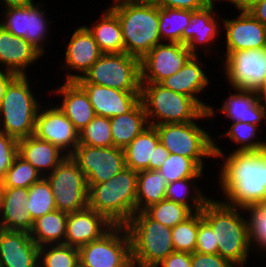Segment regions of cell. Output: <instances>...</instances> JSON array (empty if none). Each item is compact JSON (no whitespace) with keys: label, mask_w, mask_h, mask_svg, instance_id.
Returning <instances> with one entry per match:
<instances>
[{"label":"cell","mask_w":266,"mask_h":267,"mask_svg":"<svg viewBox=\"0 0 266 267\" xmlns=\"http://www.w3.org/2000/svg\"><path fill=\"white\" fill-rule=\"evenodd\" d=\"M255 92L260 96L262 100L266 101V74L261 84L255 89Z\"/></svg>","instance_id":"6f0895ef"},{"label":"cell","mask_w":266,"mask_h":267,"mask_svg":"<svg viewBox=\"0 0 266 267\" xmlns=\"http://www.w3.org/2000/svg\"><path fill=\"white\" fill-rule=\"evenodd\" d=\"M167 182L159 170H141L137 176L136 212L165 199Z\"/></svg>","instance_id":"836d02e7"},{"label":"cell","mask_w":266,"mask_h":267,"mask_svg":"<svg viewBox=\"0 0 266 267\" xmlns=\"http://www.w3.org/2000/svg\"><path fill=\"white\" fill-rule=\"evenodd\" d=\"M201 55H193L175 74L167 77L160 84L170 90L193 98L205 111L211 104L205 103L200 96L211 85V78L205 71ZM199 94V95H198ZM201 94V95H200Z\"/></svg>","instance_id":"ffe728a7"},{"label":"cell","mask_w":266,"mask_h":267,"mask_svg":"<svg viewBox=\"0 0 266 267\" xmlns=\"http://www.w3.org/2000/svg\"><path fill=\"white\" fill-rule=\"evenodd\" d=\"M264 0H233L230 4L233 5V7L236 11H249L253 6L256 4L262 2Z\"/></svg>","instance_id":"db71d44e"},{"label":"cell","mask_w":266,"mask_h":267,"mask_svg":"<svg viewBox=\"0 0 266 267\" xmlns=\"http://www.w3.org/2000/svg\"><path fill=\"white\" fill-rule=\"evenodd\" d=\"M214 142L215 161L218 167L217 185L221 202L245 208L266 202V148L260 150L230 151ZM221 159V160H220ZM219 160V161H218Z\"/></svg>","instance_id":"6da1fadb"},{"label":"cell","mask_w":266,"mask_h":267,"mask_svg":"<svg viewBox=\"0 0 266 267\" xmlns=\"http://www.w3.org/2000/svg\"><path fill=\"white\" fill-rule=\"evenodd\" d=\"M142 102L150 126L195 121L205 110L191 97L160 83H141Z\"/></svg>","instance_id":"ba28073f"},{"label":"cell","mask_w":266,"mask_h":267,"mask_svg":"<svg viewBox=\"0 0 266 267\" xmlns=\"http://www.w3.org/2000/svg\"><path fill=\"white\" fill-rule=\"evenodd\" d=\"M217 6L220 7L218 2H215L194 11L189 25L183 31V44L187 46L193 55L199 56L200 52L205 51L202 54L205 55L207 52L205 57L212 58L211 54L216 53L218 55V53H221L216 49L219 46H214L217 45V40L219 43L217 38H220V33L222 34L223 31L221 25L223 17L221 16L222 14L218 13Z\"/></svg>","instance_id":"5bb4252c"},{"label":"cell","mask_w":266,"mask_h":267,"mask_svg":"<svg viewBox=\"0 0 266 267\" xmlns=\"http://www.w3.org/2000/svg\"><path fill=\"white\" fill-rule=\"evenodd\" d=\"M94 23L84 26L93 35L102 53L125 52L122 29L118 17L108 8ZM91 25V26H90Z\"/></svg>","instance_id":"83f0119b"},{"label":"cell","mask_w":266,"mask_h":267,"mask_svg":"<svg viewBox=\"0 0 266 267\" xmlns=\"http://www.w3.org/2000/svg\"><path fill=\"white\" fill-rule=\"evenodd\" d=\"M156 267H192L191 253L175 251Z\"/></svg>","instance_id":"f907efd6"},{"label":"cell","mask_w":266,"mask_h":267,"mask_svg":"<svg viewBox=\"0 0 266 267\" xmlns=\"http://www.w3.org/2000/svg\"><path fill=\"white\" fill-rule=\"evenodd\" d=\"M79 144L94 147H112L110 118L96 115L79 132Z\"/></svg>","instance_id":"7bdbcfd3"},{"label":"cell","mask_w":266,"mask_h":267,"mask_svg":"<svg viewBox=\"0 0 266 267\" xmlns=\"http://www.w3.org/2000/svg\"><path fill=\"white\" fill-rule=\"evenodd\" d=\"M48 103L45 100L38 110L34 135L71 155L79 145V131L52 99Z\"/></svg>","instance_id":"9a60e30c"},{"label":"cell","mask_w":266,"mask_h":267,"mask_svg":"<svg viewBox=\"0 0 266 267\" xmlns=\"http://www.w3.org/2000/svg\"><path fill=\"white\" fill-rule=\"evenodd\" d=\"M158 170L167 183L190 177H205L206 172L193 159L172 153Z\"/></svg>","instance_id":"74e56055"},{"label":"cell","mask_w":266,"mask_h":267,"mask_svg":"<svg viewBox=\"0 0 266 267\" xmlns=\"http://www.w3.org/2000/svg\"><path fill=\"white\" fill-rule=\"evenodd\" d=\"M79 264L78 248L66 244L39 247V267H76Z\"/></svg>","instance_id":"ab89813d"},{"label":"cell","mask_w":266,"mask_h":267,"mask_svg":"<svg viewBox=\"0 0 266 267\" xmlns=\"http://www.w3.org/2000/svg\"><path fill=\"white\" fill-rule=\"evenodd\" d=\"M193 56L186 45L162 42L140 59L141 83H160Z\"/></svg>","instance_id":"e0dca14e"},{"label":"cell","mask_w":266,"mask_h":267,"mask_svg":"<svg viewBox=\"0 0 266 267\" xmlns=\"http://www.w3.org/2000/svg\"><path fill=\"white\" fill-rule=\"evenodd\" d=\"M209 4L215 3V0H206Z\"/></svg>","instance_id":"94428289"},{"label":"cell","mask_w":266,"mask_h":267,"mask_svg":"<svg viewBox=\"0 0 266 267\" xmlns=\"http://www.w3.org/2000/svg\"><path fill=\"white\" fill-rule=\"evenodd\" d=\"M45 178L50 183L56 210L72 213L88 207L86 177L70 155Z\"/></svg>","instance_id":"30bf717a"},{"label":"cell","mask_w":266,"mask_h":267,"mask_svg":"<svg viewBox=\"0 0 266 267\" xmlns=\"http://www.w3.org/2000/svg\"><path fill=\"white\" fill-rule=\"evenodd\" d=\"M131 240V256L141 267H156L175 252L172 228L136 212L125 225Z\"/></svg>","instance_id":"52a82bcc"},{"label":"cell","mask_w":266,"mask_h":267,"mask_svg":"<svg viewBox=\"0 0 266 267\" xmlns=\"http://www.w3.org/2000/svg\"><path fill=\"white\" fill-rule=\"evenodd\" d=\"M137 176L125 167L108 181L88 185V207L114 226H125L136 213Z\"/></svg>","instance_id":"277c9868"},{"label":"cell","mask_w":266,"mask_h":267,"mask_svg":"<svg viewBox=\"0 0 266 267\" xmlns=\"http://www.w3.org/2000/svg\"><path fill=\"white\" fill-rule=\"evenodd\" d=\"M120 267H141L140 264L131 256L123 265Z\"/></svg>","instance_id":"680465c9"},{"label":"cell","mask_w":266,"mask_h":267,"mask_svg":"<svg viewBox=\"0 0 266 267\" xmlns=\"http://www.w3.org/2000/svg\"><path fill=\"white\" fill-rule=\"evenodd\" d=\"M44 55L25 39L14 36L0 25V71L27 75Z\"/></svg>","instance_id":"44dd1931"},{"label":"cell","mask_w":266,"mask_h":267,"mask_svg":"<svg viewBox=\"0 0 266 267\" xmlns=\"http://www.w3.org/2000/svg\"><path fill=\"white\" fill-rule=\"evenodd\" d=\"M110 4L108 8L121 25L125 53L141 59L162 43L159 6L152 0H116Z\"/></svg>","instance_id":"3957f363"},{"label":"cell","mask_w":266,"mask_h":267,"mask_svg":"<svg viewBox=\"0 0 266 267\" xmlns=\"http://www.w3.org/2000/svg\"><path fill=\"white\" fill-rule=\"evenodd\" d=\"M170 152L159 142L154 148L153 162H149V170H158Z\"/></svg>","instance_id":"816d5d0a"},{"label":"cell","mask_w":266,"mask_h":267,"mask_svg":"<svg viewBox=\"0 0 266 267\" xmlns=\"http://www.w3.org/2000/svg\"><path fill=\"white\" fill-rule=\"evenodd\" d=\"M43 176L28 161L17 155L7 170L2 187L29 188Z\"/></svg>","instance_id":"b9f144b4"},{"label":"cell","mask_w":266,"mask_h":267,"mask_svg":"<svg viewBox=\"0 0 266 267\" xmlns=\"http://www.w3.org/2000/svg\"><path fill=\"white\" fill-rule=\"evenodd\" d=\"M159 142L156 128L147 127L124 148L126 167L135 171L149 170V162H153L154 148Z\"/></svg>","instance_id":"f546056e"},{"label":"cell","mask_w":266,"mask_h":267,"mask_svg":"<svg viewBox=\"0 0 266 267\" xmlns=\"http://www.w3.org/2000/svg\"><path fill=\"white\" fill-rule=\"evenodd\" d=\"M69 36L70 40L67 41L68 44L64 50V63L61 64L60 70L63 68L62 70L66 71L63 75L65 76L63 81H77L84 76L103 53L93 35L84 25L73 29Z\"/></svg>","instance_id":"d6986e66"},{"label":"cell","mask_w":266,"mask_h":267,"mask_svg":"<svg viewBox=\"0 0 266 267\" xmlns=\"http://www.w3.org/2000/svg\"><path fill=\"white\" fill-rule=\"evenodd\" d=\"M193 12L191 10L159 7L161 41L183 44V31L189 25Z\"/></svg>","instance_id":"d590c367"},{"label":"cell","mask_w":266,"mask_h":267,"mask_svg":"<svg viewBox=\"0 0 266 267\" xmlns=\"http://www.w3.org/2000/svg\"><path fill=\"white\" fill-rule=\"evenodd\" d=\"M70 156L85 175L87 185L108 181L126 167L124 149L115 146L94 147L79 144Z\"/></svg>","instance_id":"7c38bea8"},{"label":"cell","mask_w":266,"mask_h":267,"mask_svg":"<svg viewBox=\"0 0 266 267\" xmlns=\"http://www.w3.org/2000/svg\"><path fill=\"white\" fill-rule=\"evenodd\" d=\"M160 8H175L197 11L206 7V0H152Z\"/></svg>","instance_id":"681fc988"},{"label":"cell","mask_w":266,"mask_h":267,"mask_svg":"<svg viewBox=\"0 0 266 267\" xmlns=\"http://www.w3.org/2000/svg\"><path fill=\"white\" fill-rule=\"evenodd\" d=\"M113 226L103 215L89 207L68 213L64 244L80 248L100 239Z\"/></svg>","instance_id":"cb8c5ba5"},{"label":"cell","mask_w":266,"mask_h":267,"mask_svg":"<svg viewBox=\"0 0 266 267\" xmlns=\"http://www.w3.org/2000/svg\"><path fill=\"white\" fill-rule=\"evenodd\" d=\"M204 120L210 122L208 111H204L192 122L159 124L154 127L161 144L170 153L191 158L205 170V159L214 161L215 153L214 136L206 129L207 125L202 126L201 122H206Z\"/></svg>","instance_id":"8992f818"},{"label":"cell","mask_w":266,"mask_h":267,"mask_svg":"<svg viewBox=\"0 0 266 267\" xmlns=\"http://www.w3.org/2000/svg\"><path fill=\"white\" fill-rule=\"evenodd\" d=\"M249 13L263 25L266 26V0L253 6Z\"/></svg>","instance_id":"f5cc1de1"},{"label":"cell","mask_w":266,"mask_h":267,"mask_svg":"<svg viewBox=\"0 0 266 267\" xmlns=\"http://www.w3.org/2000/svg\"><path fill=\"white\" fill-rule=\"evenodd\" d=\"M234 91L230 95L222 99L220 107L214 108L213 105L209 106L208 114L210 117V127H215L212 124L213 118L218 114H223V120L231 123L243 122L248 124H255L261 126L266 124V101L262 100L260 96L253 89L244 88H229ZM216 114V115H215ZM225 118V119H224Z\"/></svg>","instance_id":"2e32d148"},{"label":"cell","mask_w":266,"mask_h":267,"mask_svg":"<svg viewBox=\"0 0 266 267\" xmlns=\"http://www.w3.org/2000/svg\"><path fill=\"white\" fill-rule=\"evenodd\" d=\"M222 62L224 82L231 88L255 90L266 74V48L233 51Z\"/></svg>","instance_id":"4fadbf2b"},{"label":"cell","mask_w":266,"mask_h":267,"mask_svg":"<svg viewBox=\"0 0 266 267\" xmlns=\"http://www.w3.org/2000/svg\"><path fill=\"white\" fill-rule=\"evenodd\" d=\"M16 76V74L11 72H1L0 71V101L3 98L6 87L9 82Z\"/></svg>","instance_id":"11a10c76"},{"label":"cell","mask_w":266,"mask_h":267,"mask_svg":"<svg viewBox=\"0 0 266 267\" xmlns=\"http://www.w3.org/2000/svg\"><path fill=\"white\" fill-rule=\"evenodd\" d=\"M201 215L215 233L217 254L237 267H246L253 251L244 209L211 197L201 210Z\"/></svg>","instance_id":"7a4b0ae2"},{"label":"cell","mask_w":266,"mask_h":267,"mask_svg":"<svg viewBox=\"0 0 266 267\" xmlns=\"http://www.w3.org/2000/svg\"><path fill=\"white\" fill-rule=\"evenodd\" d=\"M247 221L250 244L253 253L266 257V202L251 204L244 208ZM264 254V255H263Z\"/></svg>","instance_id":"8d00e7d4"},{"label":"cell","mask_w":266,"mask_h":267,"mask_svg":"<svg viewBox=\"0 0 266 267\" xmlns=\"http://www.w3.org/2000/svg\"><path fill=\"white\" fill-rule=\"evenodd\" d=\"M222 135H216L214 142L218 138H227L230 143L236 145L234 151L260 150L266 148V136L263 138L260 134L263 130L255 124H248L243 122L229 123ZM218 136V137H217ZM261 136V137H260ZM263 139V140H262Z\"/></svg>","instance_id":"e575fe53"},{"label":"cell","mask_w":266,"mask_h":267,"mask_svg":"<svg viewBox=\"0 0 266 267\" xmlns=\"http://www.w3.org/2000/svg\"><path fill=\"white\" fill-rule=\"evenodd\" d=\"M0 25L14 36L26 40L27 6L0 9Z\"/></svg>","instance_id":"f6af8a7d"},{"label":"cell","mask_w":266,"mask_h":267,"mask_svg":"<svg viewBox=\"0 0 266 267\" xmlns=\"http://www.w3.org/2000/svg\"><path fill=\"white\" fill-rule=\"evenodd\" d=\"M87 93L97 116L112 118L128 113L140 102V92H125L90 82H77Z\"/></svg>","instance_id":"603a6c76"},{"label":"cell","mask_w":266,"mask_h":267,"mask_svg":"<svg viewBox=\"0 0 266 267\" xmlns=\"http://www.w3.org/2000/svg\"><path fill=\"white\" fill-rule=\"evenodd\" d=\"M205 254H217L218 244L213 229L203 220L201 211H198V234L196 251Z\"/></svg>","instance_id":"bcb514c9"},{"label":"cell","mask_w":266,"mask_h":267,"mask_svg":"<svg viewBox=\"0 0 266 267\" xmlns=\"http://www.w3.org/2000/svg\"><path fill=\"white\" fill-rule=\"evenodd\" d=\"M34 2H35L34 0H0V6L3 9H7L11 7L27 6Z\"/></svg>","instance_id":"9f6ffc18"},{"label":"cell","mask_w":266,"mask_h":267,"mask_svg":"<svg viewBox=\"0 0 266 267\" xmlns=\"http://www.w3.org/2000/svg\"><path fill=\"white\" fill-rule=\"evenodd\" d=\"M232 1H233V0H215V2H218V3H219V2H220V3H221V2H223V3L226 2V3H229V4H230Z\"/></svg>","instance_id":"91938a15"},{"label":"cell","mask_w":266,"mask_h":267,"mask_svg":"<svg viewBox=\"0 0 266 267\" xmlns=\"http://www.w3.org/2000/svg\"><path fill=\"white\" fill-rule=\"evenodd\" d=\"M1 191H2V181L0 180V197H1Z\"/></svg>","instance_id":"6125c7cd"},{"label":"cell","mask_w":266,"mask_h":267,"mask_svg":"<svg viewBox=\"0 0 266 267\" xmlns=\"http://www.w3.org/2000/svg\"><path fill=\"white\" fill-rule=\"evenodd\" d=\"M18 155L45 177L67 156L59 147L35 135L18 140Z\"/></svg>","instance_id":"4316f807"},{"label":"cell","mask_w":266,"mask_h":267,"mask_svg":"<svg viewBox=\"0 0 266 267\" xmlns=\"http://www.w3.org/2000/svg\"><path fill=\"white\" fill-rule=\"evenodd\" d=\"M202 178L204 177H190L167 183L165 199L183 204L192 212L201 211L211 198L200 189L202 185H198V181L203 180Z\"/></svg>","instance_id":"1f68e13d"},{"label":"cell","mask_w":266,"mask_h":267,"mask_svg":"<svg viewBox=\"0 0 266 267\" xmlns=\"http://www.w3.org/2000/svg\"><path fill=\"white\" fill-rule=\"evenodd\" d=\"M18 155V140L0 131V180Z\"/></svg>","instance_id":"7dc6e473"},{"label":"cell","mask_w":266,"mask_h":267,"mask_svg":"<svg viewBox=\"0 0 266 267\" xmlns=\"http://www.w3.org/2000/svg\"><path fill=\"white\" fill-rule=\"evenodd\" d=\"M76 82H90L125 92H140V59L125 52L103 53Z\"/></svg>","instance_id":"9c48e42d"},{"label":"cell","mask_w":266,"mask_h":267,"mask_svg":"<svg viewBox=\"0 0 266 267\" xmlns=\"http://www.w3.org/2000/svg\"><path fill=\"white\" fill-rule=\"evenodd\" d=\"M27 188L2 187L0 197V228L4 230H32L34 220L26 210Z\"/></svg>","instance_id":"484cf974"},{"label":"cell","mask_w":266,"mask_h":267,"mask_svg":"<svg viewBox=\"0 0 266 267\" xmlns=\"http://www.w3.org/2000/svg\"><path fill=\"white\" fill-rule=\"evenodd\" d=\"M30 82L28 75H16L0 101V131L17 140L34 135L36 116L45 102L38 99L45 94L36 96L37 89Z\"/></svg>","instance_id":"5b68a950"},{"label":"cell","mask_w":266,"mask_h":267,"mask_svg":"<svg viewBox=\"0 0 266 267\" xmlns=\"http://www.w3.org/2000/svg\"><path fill=\"white\" fill-rule=\"evenodd\" d=\"M44 6L46 5L40 1L27 5L26 41L46 56L45 48L49 47L47 45L49 43L48 36L50 37L51 26L55 21L50 20L47 16Z\"/></svg>","instance_id":"d6a6232c"},{"label":"cell","mask_w":266,"mask_h":267,"mask_svg":"<svg viewBox=\"0 0 266 267\" xmlns=\"http://www.w3.org/2000/svg\"><path fill=\"white\" fill-rule=\"evenodd\" d=\"M110 125L113 146L121 149L150 126L141 101L128 113L110 118Z\"/></svg>","instance_id":"f1b7e54d"},{"label":"cell","mask_w":266,"mask_h":267,"mask_svg":"<svg viewBox=\"0 0 266 267\" xmlns=\"http://www.w3.org/2000/svg\"><path fill=\"white\" fill-rule=\"evenodd\" d=\"M56 89H51V95L59 97L55 103L73 126L80 132L96 116L85 90L76 81L59 83ZM62 84V85H61Z\"/></svg>","instance_id":"d4e9b609"},{"label":"cell","mask_w":266,"mask_h":267,"mask_svg":"<svg viewBox=\"0 0 266 267\" xmlns=\"http://www.w3.org/2000/svg\"><path fill=\"white\" fill-rule=\"evenodd\" d=\"M78 251L83 267H120L131 257V240L125 226H113L100 239Z\"/></svg>","instance_id":"8fae6325"},{"label":"cell","mask_w":266,"mask_h":267,"mask_svg":"<svg viewBox=\"0 0 266 267\" xmlns=\"http://www.w3.org/2000/svg\"><path fill=\"white\" fill-rule=\"evenodd\" d=\"M173 247L176 252L194 253L198 234V212L172 228Z\"/></svg>","instance_id":"ee69618b"},{"label":"cell","mask_w":266,"mask_h":267,"mask_svg":"<svg viewBox=\"0 0 266 267\" xmlns=\"http://www.w3.org/2000/svg\"><path fill=\"white\" fill-rule=\"evenodd\" d=\"M239 14V15H238ZM234 18L223 17L222 36L225 46L221 61L233 51L266 48V26L255 19L249 11H239Z\"/></svg>","instance_id":"ac0fdd59"},{"label":"cell","mask_w":266,"mask_h":267,"mask_svg":"<svg viewBox=\"0 0 266 267\" xmlns=\"http://www.w3.org/2000/svg\"><path fill=\"white\" fill-rule=\"evenodd\" d=\"M0 267H39V247L29 232L0 228Z\"/></svg>","instance_id":"7402d4cb"},{"label":"cell","mask_w":266,"mask_h":267,"mask_svg":"<svg viewBox=\"0 0 266 267\" xmlns=\"http://www.w3.org/2000/svg\"><path fill=\"white\" fill-rule=\"evenodd\" d=\"M68 213L55 210L34 220L29 232L38 247L64 244Z\"/></svg>","instance_id":"4dcf8cb0"},{"label":"cell","mask_w":266,"mask_h":267,"mask_svg":"<svg viewBox=\"0 0 266 267\" xmlns=\"http://www.w3.org/2000/svg\"><path fill=\"white\" fill-rule=\"evenodd\" d=\"M192 267H237L219 254L191 253Z\"/></svg>","instance_id":"c3c4849f"},{"label":"cell","mask_w":266,"mask_h":267,"mask_svg":"<svg viewBox=\"0 0 266 267\" xmlns=\"http://www.w3.org/2000/svg\"><path fill=\"white\" fill-rule=\"evenodd\" d=\"M144 212L151 219L170 228L183 222L193 213L187 206L167 199L150 205Z\"/></svg>","instance_id":"60d3db41"},{"label":"cell","mask_w":266,"mask_h":267,"mask_svg":"<svg viewBox=\"0 0 266 267\" xmlns=\"http://www.w3.org/2000/svg\"><path fill=\"white\" fill-rule=\"evenodd\" d=\"M25 207L33 220L56 210L54 195L45 177L28 188V202Z\"/></svg>","instance_id":"f35d334b"}]
</instances>
